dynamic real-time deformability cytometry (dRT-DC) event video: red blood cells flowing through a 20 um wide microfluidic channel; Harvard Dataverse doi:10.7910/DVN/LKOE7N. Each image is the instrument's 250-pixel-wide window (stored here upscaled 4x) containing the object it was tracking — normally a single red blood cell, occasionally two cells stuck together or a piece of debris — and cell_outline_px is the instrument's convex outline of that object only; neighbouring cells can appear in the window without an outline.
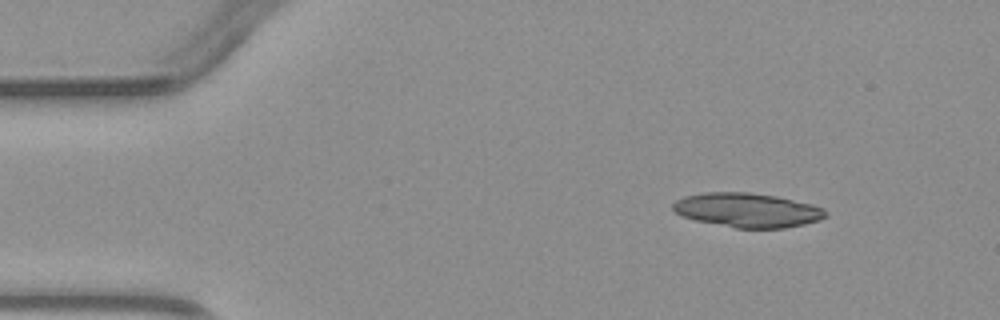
{"species": "common noctule bat (a hibernating species)", "species_latin": "Nyctalus noctula", "temperature_condition": "warm", "stored_images_in_passage": 4, "segment_of_instrument_passage": [2, 2], "camera_frame_rate_fps": 3000, "um_per_image_px": 0.085, "animal": {"sex": "male", "body_mass_g": 23.1, "forearm_length_mm": 52.7}, "frame": {"image": 1, "passage_image": 4, "time_ms": 4.333, "image_size_px": [1000, 320], "cell_outline_px": [[828, 216], [820, 220], [804, 224], [784, 228], [736, 228], [696, 220], [684, 216], [676, 212], [672, 208], [672, 204], [676, 200], [684, 196], [704, 192], [748, 192], [776, 196], [812, 204], [824, 208], [828, 212]], "centroid_in_image_um": [63.56, 17.85], "position_along_channel_um": 21.4, "area_um2": 30.52}}